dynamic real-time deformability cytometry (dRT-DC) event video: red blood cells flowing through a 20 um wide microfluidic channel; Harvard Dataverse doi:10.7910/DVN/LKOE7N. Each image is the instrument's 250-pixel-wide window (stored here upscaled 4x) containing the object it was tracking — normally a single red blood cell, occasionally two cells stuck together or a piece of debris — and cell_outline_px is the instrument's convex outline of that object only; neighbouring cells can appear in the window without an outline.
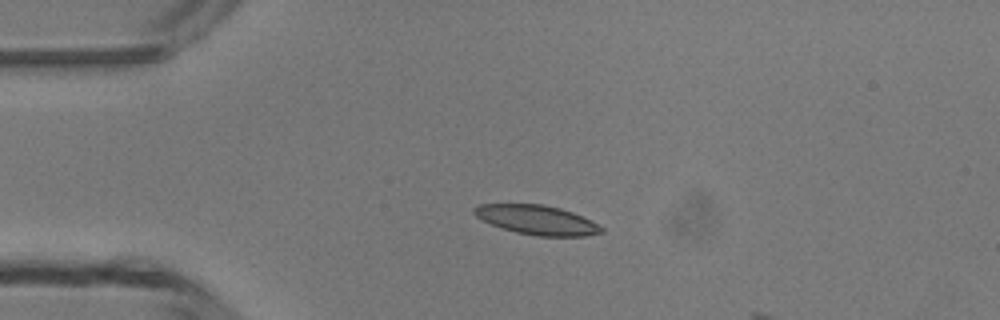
{"species": "common noctule bat (a hibernating species)", "species_latin": "Nyctalus noctula", "temperature_condition": "room temperature", "stored_images_in_passage": 5, "camera_frame_rate_fps": 3000, "um_per_image_px": 0.085, "animal": {"sex": "male", "body_mass_g": 13.3}, "frame": {"image": 1, "passage_image": 4, "time_ms": 3.333, "image_size_px": [1000, 320], "cell_outline_px": [[604, 232], [584, 236], [536, 236], [516, 232], [500, 228], [476, 216], [472, 212], [472, 208], [480, 204], [540, 204], [560, 208], [572, 212], [604, 228]], "centroid_in_image_um": [45.6, 18.69], "position_along_channel_um": 39.4, "area_um2": 21.56}}